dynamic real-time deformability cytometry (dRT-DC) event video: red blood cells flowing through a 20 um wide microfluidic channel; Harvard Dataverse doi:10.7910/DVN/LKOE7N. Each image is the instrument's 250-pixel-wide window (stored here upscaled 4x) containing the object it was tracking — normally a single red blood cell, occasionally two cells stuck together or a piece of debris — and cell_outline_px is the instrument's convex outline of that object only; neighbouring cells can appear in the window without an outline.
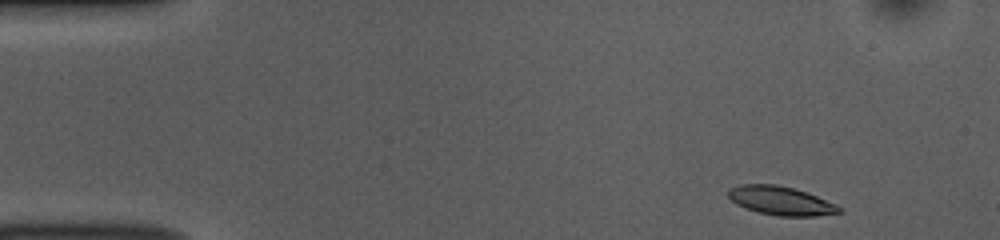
{"species": "common noctule bat (a hibernating species)", "species_latin": "Nyctalus noctula", "temperature_condition": "room temperature", "stored_images_in_passage": 47, "camera_frame_rate_fps": 3000, "um_per_image_px": 0.085, "animal": {"sex": "female", "body_mass_g": 10.0, "forearm_length_mm": 53.1}, "frame": {"image": 1, "passage_image": 1, "time_ms": 0.0, "image_size_px": [1000, 240], "cell_outline_px": [[844, 212], [816, 216], [780, 216], [756, 212], [736, 204], [728, 196], [728, 188], [740, 184], [776, 184], [808, 192], [836, 204], [844, 208]], "centroid_in_image_um": [66.4, 17.06], "position_along_channel_um": 18.6, "area_um2": 18.79}}
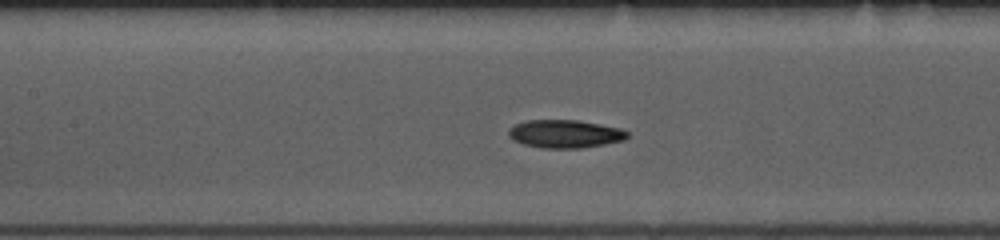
{"frame": {"image": 2, "passage_image": 19, "time_ms": 6.0, "image_size_px": [1000, 240], "cell_outline_px": [[628, 136], [624, 140], [604, 144], [580, 148], [540, 148], [524, 144], [512, 140], [508, 136], [508, 128], [524, 120], [576, 120], [600, 124], [620, 128], [628, 132]], "centroid_in_image_um": [47.98, 11.38], "position_along_channel_um": 159.4, "area_um2": 19.48}}
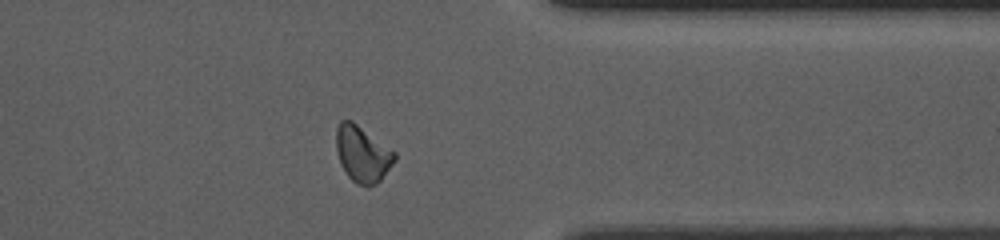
{"frame": {"image": 3, "passage_image": 37, "time_ms": 12.0, "image_size_px": [1000, 240], "cell_outline_px": [[396, 160], [380, 180], [376, 184], [368, 188], [356, 184], [348, 176], [340, 164], [336, 152], [336, 128], [340, 120], [352, 120], [396, 152]], "centroid_in_image_um": [30.8, 13.1], "position_along_channel_um": 380.6, "area_um2": 19.36}, "authors_computed_cell_mechanics": {"area_um2": 19.0162, "velocity_mm_per_s": 3.8374, "shape_relaxation_time_tau1_ms": 4.1186, "shape_relaxation_time_tau2_ms": 6.3192, "deformation_change_tau1": 0.133, "deformation_change_tau2": 0.1149}}